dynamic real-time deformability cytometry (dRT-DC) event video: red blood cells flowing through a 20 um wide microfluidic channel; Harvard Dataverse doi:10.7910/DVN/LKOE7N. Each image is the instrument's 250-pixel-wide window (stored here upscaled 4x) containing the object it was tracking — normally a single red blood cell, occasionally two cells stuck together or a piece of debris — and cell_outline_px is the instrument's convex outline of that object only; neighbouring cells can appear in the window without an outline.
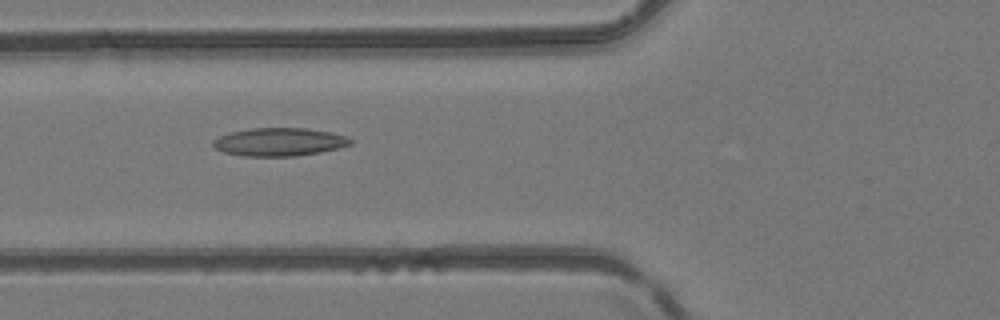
{"species": "common noctule bat (a hibernating species)", "species_latin": "Nyctalus noctula", "temperature_condition": "room temperature", "stored_images_in_passage": 5, "camera_frame_rate_fps": 3000, "um_per_image_px": 0.085, "animal": {"sex": "female", "body_mass_g": 24.6, "forearm_length_mm": 56.2}, "frame": {"image": 1, "passage_image": 4, "time_ms": 3.333, "image_size_px": [1000, 320], "cell_outline_px": [[352, 144], [340, 148], [320, 152], [292, 156], [244, 156], [224, 152], [216, 148], [212, 144], [212, 140], [220, 136], [232, 132], [252, 128], [304, 128], [328, 132], [344, 136], [352, 140]], "centroid_in_image_um": [23.73, 12.07], "position_along_channel_um": 102.1, "area_um2": 22.25}}
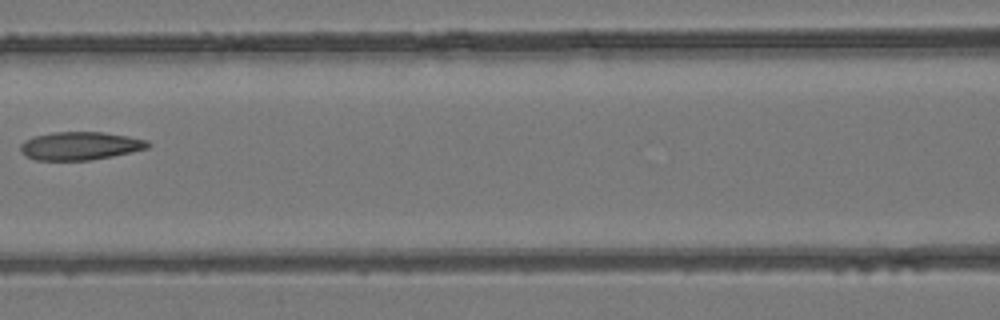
{"frame": {"image": 2, "passage_image": 5, "time_ms": 4.667, "image_size_px": [1000, 320], "cell_outline_px": [[152, 144], [148, 148], [132, 152], [92, 160], [36, 160], [24, 156], [20, 152], [20, 144], [24, 140], [32, 136], [56, 132], [104, 132], [128, 136], [148, 140]], "centroid_in_image_um": [6.8, 12.4], "position_along_channel_um": 159.8, "area_um2": 21.15}}